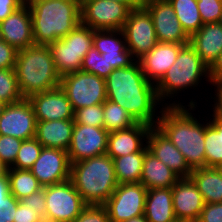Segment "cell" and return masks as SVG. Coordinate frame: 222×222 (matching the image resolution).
Listing matches in <instances>:
<instances>
[{"label":"cell","mask_w":222,"mask_h":222,"mask_svg":"<svg viewBox=\"0 0 222 222\" xmlns=\"http://www.w3.org/2000/svg\"><path fill=\"white\" fill-rule=\"evenodd\" d=\"M0 38L17 51L35 45L30 7H21L0 22Z\"/></svg>","instance_id":"obj_18"},{"label":"cell","mask_w":222,"mask_h":222,"mask_svg":"<svg viewBox=\"0 0 222 222\" xmlns=\"http://www.w3.org/2000/svg\"><path fill=\"white\" fill-rule=\"evenodd\" d=\"M8 166L5 165L1 160H0V177H6L7 172H8Z\"/></svg>","instance_id":"obj_51"},{"label":"cell","mask_w":222,"mask_h":222,"mask_svg":"<svg viewBox=\"0 0 222 222\" xmlns=\"http://www.w3.org/2000/svg\"><path fill=\"white\" fill-rule=\"evenodd\" d=\"M173 222H188V221H185V220H180V219H176L175 221Z\"/></svg>","instance_id":"obj_57"},{"label":"cell","mask_w":222,"mask_h":222,"mask_svg":"<svg viewBox=\"0 0 222 222\" xmlns=\"http://www.w3.org/2000/svg\"><path fill=\"white\" fill-rule=\"evenodd\" d=\"M30 171L42 187L69 180L71 163L67 151L43 147Z\"/></svg>","instance_id":"obj_15"},{"label":"cell","mask_w":222,"mask_h":222,"mask_svg":"<svg viewBox=\"0 0 222 222\" xmlns=\"http://www.w3.org/2000/svg\"><path fill=\"white\" fill-rule=\"evenodd\" d=\"M7 105H8V103L4 102L3 100H0V116L4 112Z\"/></svg>","instance_id":"obj_53"},{"label":"cell","mask_w":222,"mask_h":222,"mask_svg":"<svg viewBox=\"0 0 222 222\" xmlns=\"http://www.w3.org/2000/svg\"><path fill=\"white\" fill-rule=\"evenodd\" d=\"M43 146L36 138L23 140L15 163L10 168L30 170L38 159Z\"/></svg>","instance_id":"obj_35"},{"label":"cell","mask_w":222,"mask_h":222,"mask_svg":"<svg viewBox=\"0 0 222 222\" xmlns=\"http://www.w3.org/2000/svg\"><path fill=\"white\" fill-rule=\"evenodd\" d=\"M17 50L0 38V69L14 68Z\"/></svg>","instance_id":"obj_44"},{"label":"cell","mask_w":222,"mask_h":222,"mask_svg":"<svg viewBox=\"0 0 222 222\" xmlns=\"http://www.w3.org/2000/svg\"><path fill=\"white\" fill-rule=\"evenodd\" d=\"M216 168L218 169V171L220 172V174L222 176V164L218 165Z\"/></svg>","instance_id":"obj_54"},{"label":"cell","mask_w":222,"mask_h":222,"mask_svg":"<svg viewBox=\"0 0 222 222\" xmlns=\"http://www.w3.org/2000/svg\"><path fill=\"white\" fill-rule=\"evenodd\" d=\"M197 6L203 24L218 22L222 12V0H197Z\"/></svg>","instance_id":"obj_40"},{"label":"cell","mask_w":222,"mask_h":222,"mask_svg":"<svg viewBox=\"0 0 222 222\" xmlns=\"http://www.w3.org/2000/svg\"><path fill=\"white\" fill-rule=\"evenodd\" d=\"M175 217L188 222H196L204 207V201L191 178H180L172 186Z\"/></svg>","instance_id":"obj_20"},{"label":"cell","mask_w":222,"mask_h":222,"mask_svg":"<svg viewBox=\"0 0 222 222\" xmlns=\"http://www.w3.org/2000/svg\"><path fill=\"white\" fill-rule=\"evenodd\" d=\"M180 177L146 148L140 183L147 190L170 188Z\"/></svg>","instance_id":"obj_25"},{"label":"cell","mask_w":222,"mask_h":222,"mask_svg":"<svg viewBox=\"0 0 222 222\" xmlns=\"http://www.w3.org/2000/svg\"><path fill=\"white\" fill-rule=\"evenodd\" d=\"M147 188L141 183L118 184L113 194L103 205L110 222H124L144 215Z\"/></svg>","instance_id":"obj_11"},{"label":"cell","mask_w":222,"mask_h":222,"mask_svg":"<svg viewBox=\"0 0 222 222\" xmlns=\"http://www.w3.org/2000/svg\"><path fill=\"white\" fill-rule=\"evenodd\" d=\"M36 121L74 119V110L65 92L60 88L37 93L28 98Z\"/></svg>","instance_id":"obj_17"},{"label":"cell","mask_w":222,"mask_h":222,"mask_svg":"<svg viewBox=\"0 0 222 222\" xmlns=\"http://www.w3.org/2000/svg\"><path fill=\"white\" fill-rule=\"evenodd\" d=\"M105 84L108 100L124 108L136 122L157 125L160 114L155 113H158V107L160 109L164 105L157 97L155 85L144 76L138 61L131 66L114 69L105 79Z\"/></svg>","instance_id":"obj_1"},{"label":"cell","mask_w":222,"mask_h":222,"mask_svg":"<svg viewBox=\"0 0 222 222\" xmlns=\"http://www.w3.org/2000/svg\"><path fill=\"white\" fill-rule=\"evenodd\" d=\"M124 222H148L146 220L145 215L139 216V217H133L129 220H125Z\"/></svg>","instance_id":"obj_52"},{"label":"cell","mask_w":222,"mask_h":222,"mask_svg":"<svg viewBox=\"0 0 222 222\" xmlns=\"http://www.w3.org/2000/svg\"><path fill=\"white\" fill-rule=\"evenodd\" d=\"M24 4L22 0H0V22Z\"/></svg>","instance_id":"obj_47"},{"label":"cell","mask_w":222,"mask_h":222,"mask_svg":"<svg viewBox=\"0 0 222 222\" xmlns=\"http://www.w3.org/2000/svg\"><path fill=\"white\" fill-rule=\"evenodd\" d=\"M103 112V128L109 133L127 129L137 123L124 108L108 99L103 103Z\"/></svg>","instance_id":"obj_32"},{"label":"cell","mask_w":222,"mask_h":222,"mask_svg":"<svg viewBox=\"0 0 222 222\" xmlns=\"http://www.w3.org/2000/svg\"><path fill=\"white\" fill-rule=\"evenodd\" d=\"M18 203L19 200L10 193L8 175L0 177V222H13Z\"/></svg>","instance_id":"obj_36"},{"label":"cell","mask_w":222,"mask_h":222,"mask_svg":"<svg viewBox=\"0 0 222 222\" xmlns=\"http://www.w3.org/2000/svg\"><path fill=\"white\" fill-rule=\"evenodd\" d=\"M35 45H50L81 23L80 0H30Z\"/></svg>","instance_id":"obj_3"},{"label":"cell","mask_w":222,"mask_h":222,"mask_svg":"<svg viewBox=\"0 0 222 222\" xmlns=\"http://www.w3.org/2000/svg\"><path fill=\"white\" fill-rule=\"evenodd\" d=\"M144 215L148 222H173L172 187L147 190Z\"/></svg>","instance_id":"obj_26"},{"label":"cell","mask_w":222,"mask_h":222,"mask_svg":"<svg viewBox=\"0 0 222 222\" xmlns=\"http://www.w3.org/2000/svg\"><path fill=\"white\" fill-rule=\"evenodd\" d=\"M205 128L206 167H217L222 164V122L212 115Z\"/></svg>","instance_id":"obj_29"},{"label":"cell","mask_w":222,"mask_h":222,"mask_svg":"<svg viewBox=\"0 0 222 222\" xmlns=\"http://www.w3.org/2000/svg\"><path fill=\"white\" fill-rule=\"evenodd\" d=\"M151 126L136 123L127 129L110 132L108 134L107 154L113 159L135 152H146L147 135Z\"/></svg>","instance_id":"obj_22"},{"label":"cell","mask_w":222,"mask_h":222,"mask_svg":"<svg viewBox=\"0 0 222 222\" xmlns=\"http://www.w3.org/2000/svg\"><path fill=\"white\" fill-rule=\"evenodd\" d=\"M127 5L131 10L142 7L138 0H113Z\"/></svg>","instance_id":"obj_50"},{"label":"cell","mask_w":222,"mask_h":222,"mask_svg":"<svg viewBox=\"0 0 222 222\" xmlns=\"http://www.w3.org/2000/svg\"><path fill=\"white\" fill-rule=\"evenodd\" d=\"M22 141L16 137L0 135V160L8 167L15 163Z\"/></svg>","instance_id":"obj_39"},{"label":"cell","mask_w":222,"mask_h":222,"mask_svg":"<svg viewBox=\"0 0 222 222\" xmlns=\"http://www.w3.org/2000/svg\"><path fill=\"white\" fill-rule=\"evenodd\" d=\"M72 222H110V219L103 205H87Z\"/></svg>","instance_id":"obj_42"},{"label":"cell","mask_w":222,"mask_h":222,"mask_svg":"<svg viewBox=\"0 0 222 222\" xmlns=\"http://www.w3.org/2000/svg\"><path fill=\"white\" fill-rule=\"evenodd\" d=\"M172 5L175 16L181 23L183 30L190 37L203 25L197 0H168Z\"/></svg>","instance_id":"obj_30"},{"label":"cell","mask_w":222,"mask_h":222,"mask_svg":"<svg viewBox=\"0 0 222 222\" xmlns=\"http://www.w3.org/2000/svg\"><path fill=\"white\" fill-rule=\"evenodd\" d=\"M46 222H72L87 207L69 179L45 187Z\"/></svg>","instance_id":"obj_9"},{"label":"cell","mask_w":222,"mask_h":222,"mask_svg":"<svg viewBox=\"0 0 222 222\" xmlns=\"http://www.w3.org/2000/svg\"><path fill=\"white\" fill-rule=\"evenodd\" d=\"M189 44L210 67L222 52V25L218 22L203 24L190 36Z\"/></svg>","instance_id":"obj_23"},{"label":"cell","mask_w":222,"mask_h":222,"mask_svg":"<svg viewBox=\"0 0 222 222\" xmlns=\"http://www.w3.org/2000/svg\"><path fill=\"white\" fill-rule=\"evenodd\" d=\"M190 178L196 184L204 203H222V176L216 167L193 169Z\"/></svg>","instance_id":"obj_27"},{"label":"cell","mask_w":222,"mask_h":222,"mask_svg":"<svg viewBox=\"0 0 222 222\" xmlns=\"http://www.w3.org/2000/svg\"><path fill=\"white\" fill-rule=\"evenodd\" d=\"M150 14L158 42L189 44V36L183 30L168 0H153L142 5Z\"/></svg>","instance_id":"obj_14"},{"label":"cell","mask_w":222,"mask_h":222,"mask_svg":"<svg viewBox=\"0 0 222 222\" xmlns=\"http://www.w3.org/2000/svg\"><path fill=\"white\" fill-rule=\"evenodd\" d=\"M14 68L0 69V100L8 104L23 100Z\"/></svg>","instance_id":"obj_34"},{"label":"cell","mask_w":222,"mask_h":222,"mask_svg":"<svg viewBox=\"0 0 222 222\" xmlns=\"http://www.w3.org/2000/svg\"><path fill=\"white\" fill-rule=\"evenodd\" d=\"M74 124V119L37 121L35 138L43 147L67 151Z\"/></svg>","instance_id":"obj_24"},{"label":"cell","mask_w":222,"mask_h":222,"mask_svg":"<svg viewBox=\"0 0 222 222\" xmlns=\"http://www.w3.org/2000/svg\"><path fill=\"white\" fill-rule=\"evenodd\" d=\"M202 78L210 82L211 85L209 67L201 60L190 44H187L179 51L174 64L155 85L157 97L164 106H183L182 102L180 103V99L177 96L179 94L177 93L184 92L189 87L193 89L198 87ZM174 96L179 99L178 102L175 100L176 103L175 101L172 103L169 101V103L163 104L168 97L169 99H174Z\"/></svg>","instance_id":"obj_6"},{"label":"cell","mask_w":222,"mask_h":222,"mask_svg":"<svg viewBox=\"0 0 222 222\" xmlns=\"http://www.w3.org/2000/svg\"><path fill=\"white\" fill-rule=\"evenodd\" d=\"M93 29L81 23L49 47L57 72L62 77L80 71L86 53L92 48Z\"/></svg>","instance_id":"obj_7"},{"label":"cell","mask_w":222,"mask_h":222,"mask_svg":"<svg viewBox=\"0 0 222 222\" xmlns=\"http://www.w3.org/2000/svg\"><path fill=\"white\" fill-rule=\"evenodd\" d=\"M92 46L101 54L104 51L128 50L123 30H93Z\"/></svg>","instance_id":"obj_33"},{"label":"cell","mask_w":222,"mask_h":222,"mask_svg":"<svg viewBox=\"0 0 222 222\" xmlns=\"http://www.w3.org/2000/svg\"><path fill=\"white\" fill-rule=\"evenodd\" d=\"M14 69L24 98L60 86L61 76L56 70L49 45H33L18 50Z\"/></svg>","instance_id":"obj_4"},{"label":"cell","mask_w":222,"mask_h":222,"mask_svg":"<svg viewBox=\"0 0 222 222\" xmlns=\"http://www.w3.org/2000/svg\"><path fill=\"white\" fill-rule=\"evenodd\" d=\"M196 222H222V203H205Z\"/></svg>","instance_id":"obj_45"},{"label":"cell","mask_w":222,"mask_h":222,"mask_svg":"<svg viewBox=\"0 0 222 222\" xmlns=\"http://www.w3.org/2000/svg\"><path fill=\"white\" fill-rule=\"evenodd\" d=\"M7 175L10 193L19 201L43 188L30 170L9 167Z\"/></svg>","instance_id":"obj_31"},{"label":"cell","mask_w":222,"mask_h":222,"mask_svg":"<svg viewBox=\"0 0 222 222\" xmlns=\"http://www.w3.org/2000/svg\"><path fill=\"white\" fill-rule=\"evenodd\" d=\"M80 70L106 79L114 68H108L105 57L92 46L84 56Z\"/></svg>","instance_id":"obj_37"},{"label":"cell","mask_w":222,"mask_h":222,"mask_svg":"<svg viewBox=\"0 0 222 222\" xmlns=\"http://www.w3.org/2000/svg\"><path fill=\"white\" fill-rule=\"evenodd\" d=\"M60 88L65 92L74 111L102 104L107 100L105 79L81 70L62 76Z\"/></svg>","instance_id":"obj_8"},{"label":"cell","mask_w":222,"mask_h":222,"mask_svg":"<svg viewBox=\"0 0 222 222\" xmlns=\"http://www.w3.org/2000/svg\"><path fill=\"white\" fill-rule=\"evenodd\" d=\"M24 206L35 210L37 214H39L46 222V202H45V187L39 190L36 193H33L22 200H20Z\"/></svg>","instance_id":"obj_43"},{"label":"cell","mask_w":222,"mask_h":222,"mask_svg":"<svg viewBox=\"0 0 222 222\" xmlns=\"http://www.w3.org/2000/svg\"><path fill=\"white\" fill-rule=\"evenodd\" d=\"M215 87V93L213 99H215L214 105L213 106V111L211 114L215 119L219 120L222 122V82L216 83V84H212Z\"/></svg>","instance_id":"obj_48"},{"label":"cell","mask_w":222,"mask_h":222,"mask_svg":"<svg viewBox=\"0 0 222 222\" xmlns=\"http://www.w3.org/2000/svg\"><path fill=\"white\" fill-rule=\"evenodd\" d=\"M102 55L108 63V68H123L131 66L136 62V59H134L129 50L104 51V54Z\"/></svg>","instance_id":"obj_41"},{"label":"cell","mask_w":222,"mask_h":222,"mask_svg":"<svg viewBox=\"0 0 222 222\" xmlns=\"http://www.w3.org/2000/svg\"><path fill=\"white\" fill-rule=\"evenodd\" d=\"M146 152H135L113 158L118 184L140 183L143 161Z\"/></svg>","instance_id":"obj_28"},{"label":"cell","mask_w":222,"mask_h":222,"mask_svg":"<svg viewBox=\"0 0 222 222\" xmlns=\"http://www.w3.org/2000/svg\"><path fill=\"white\" fill-rule=\"evenodd\" d=\"M218 23H220L222 25V12H221L220 18L218 20Z\"/></svg>","instance_id":"obj_56"},{"label":"cell","mask_w":222,"mask_h":222,"mask_svg":"<svg viewBox=\"0 0 222 222\" xmlns=\"http://www.w3.org/2000/svg\"><path fill=\"white\" fill-rule=\"evenodd\" d=\"M108 134L102 127L74 124L67 150L70 163L107 153Z\"/></svg>","instance_id":"obj_13"},{"label":"cell","mask_w":222,"mask_h":222,"mask_svg":"<svg viewBox=\"0 0 222 222\" xmlns=\"http://www.w3.org/2000/svg\"><path fill=\"white\" fill-rule=\"evenodd\" d=\"M193 100L191 99L186 105L188 108L185 105L162 107L156 125L182 153L192 170L206 167L204 141L206 124L193 116L192 111L198 107L196 100Z\"/></svg>","instance_id":"obj_2"},{"label":"cell","mask_w":222,"mask_h":222,"mask_svg":"<svg viewBox=\"0 0 222 222\" xmlns=\"http://www.w3.org/2000/svg\"><path fill=\"white\" fill-rule=\"evenodd\" d=\"M122 30L127 49L136 61L150 52L158 43L152 18L143 6L130 11Z\"/></svg>","instance_id":"obj_12"},{"label":"cell","mask_w":222,"mask_h":222,"mask_svg":"<svg viewBox=\"0 0 222 222\" xmlns=\"http://www.w3.org/2000/svg\"><path fill=\"white\" fill-rule=\"evenodd\" d=\"M145 143L148 150L180 178H190L192 169L184 156L157 126H151Z\"/></svg>","instance_id":"obj_19"},{"label":"cell","mask_w":222,"mask_h":222,"mask_svg":"<svg viewBox=\"0 0 222 222\" xmlns=\"http://www.w3.org/2000/svg\"><path fill=\"white\" fill-rule=\"evenodd\" d=\"M13 222H45V220L35 210L19 202Z\"/></svg>","instance_id":"obj_46"},{"label":"cell","mask_w":222,"mask_h":222,"mask_svg":"<svg viewBox=\"0 0 222 222\" xmlns=\"http://www.w3.org/2000/svg\"><path fill=\"white\" fill-rule=\"evenodd\" d=\"M36 117L32 104L27 98L8 104L0 116V135L21 140L31 139L36 134Z\"/></svg>","instance_id":"obj_16"},{"label":"cell","mask_w":222,"mask_h":222,"mask_svg":"<svg viewBox=\"0 0 222 222\" xmlns=\"http://www.w3.org/2000/svg\"><path fill=\"white\" fill-rule=\"evenodd\" d=\"M131 9L113 0H80L81 24L93 30H121Z\"/></svg>","instance_id":"obj_10"},{"label":"cell","mask_w":222,"mask_h":222,"mask_svg":"<svg viewBox=\"0 0 222 222\" xmlns=\"http://www.w3.org/2000/svg\"><path fill=\"white\" fill-rule=\"evenodd\" d=\"M209 79L211 84L222 82V52L209 67Z\"/></svg>","instance_id":"obj_49"},{"label":"cell","mask_w":222,"mask_h":222,"mask_svg":"<svg viewBox=\"0 0 222 222\" xmlns=\"http://www.w3.org/2000/svg\"><path fill=\"white\" fill-rule=\"evenodd\" d=\"M103 103L74 111V122L93 127H102L104 122Z\"/></svg>","instance_id":"obj_38"},{"label":"cell","mask_w":222,"mask_h":222,"mask_svg":"<svg viewBox=\"0 0 222 222\" xmlns=\"http://www.w3.org/2000/svg\"><path fill=\"white\" fill-rule=\"evenodd\" d=\"M142 5L149 2V1H153V0H138Z\"/></svg>","instance_id":"obj_55"},{"label":"cell","mask_w":222,"mask_h":222,"mask_svg":"<svg viewBox=\"0 0 222 222\" xmlns=\"http://www.w3.org/2000/svg\"><path fill=\"white\" fill-rule=\"evenodd\" d=\"M187 44L158 42L145 56L138 60L146 79L156 85L177 60L179 51Z\"/></svg>","instance_id":"obj_21"},{"label":"cell","mask_w":222,"mask_h":222,"mask_svg":"<svg viewBox=\"0 0 222 222\" xmlns=\"http://www.w3.org/2000/svg\"><path fill=\"white\" fill-rule=\"evenodd\" d=\"M70 180L87 205H104L118 186L107 153L71 163Z\"/></svg>","instance_id":"obj_5"}]
</instances>
